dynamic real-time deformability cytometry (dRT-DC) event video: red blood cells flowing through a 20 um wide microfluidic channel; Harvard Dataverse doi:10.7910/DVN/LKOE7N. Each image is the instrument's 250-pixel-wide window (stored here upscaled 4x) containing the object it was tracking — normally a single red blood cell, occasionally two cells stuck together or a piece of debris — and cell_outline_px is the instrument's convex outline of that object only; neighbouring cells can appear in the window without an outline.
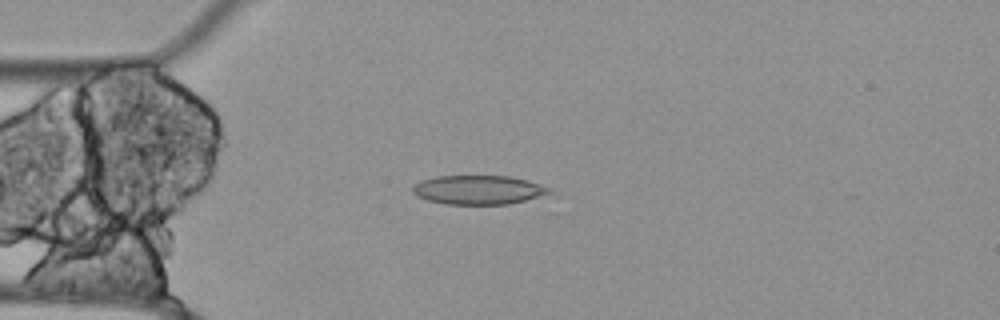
{"species": "Egyptian fruit bat (a non-hibernating species)", "species_latin": "Rousettus aegyptiacus", "temperature_condition": "cold", "stored_images_in_passage": 6, "camera_frame_rate_fps": 3000, "um_per_image_px": 0.085, "animal": {"sex": "female"}, "frame": {"image": 1, "passage_image": 2, "time_ms": 0.333, "image_size_px": [1000, 320], "cell_outline_px": [[552, 192], [524, 200], [508, 204], [444, 204], [428, 200], [416, 196], [412, 192], [412, 184], [420, 180], [436, 176], [508, 176], [528, 180], [552, 188]], "centroid_in_image_um": [40.61, 16.13], "position_along_channel_um": 44.4, "area_um2": 23.18}}